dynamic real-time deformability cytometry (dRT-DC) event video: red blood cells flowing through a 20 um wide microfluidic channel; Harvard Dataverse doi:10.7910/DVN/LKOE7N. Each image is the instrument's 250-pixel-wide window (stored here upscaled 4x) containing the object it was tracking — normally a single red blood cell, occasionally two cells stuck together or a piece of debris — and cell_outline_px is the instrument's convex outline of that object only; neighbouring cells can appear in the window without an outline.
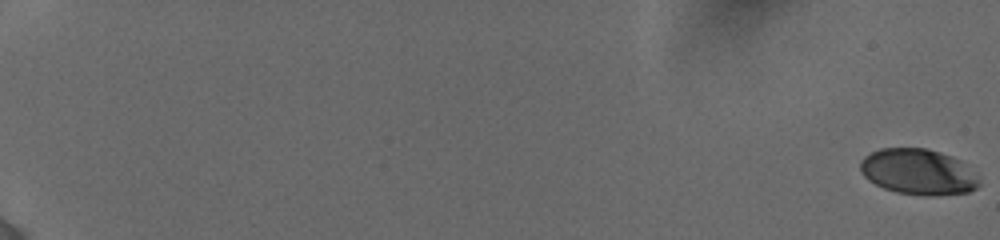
{"species": "human", "species_latin": "Homo sapiens", "temperature_condition": "cold", "stored_images_in_passage": 15, "camera_frame_rate_fps": 3000, "um_per_image_px": 0.085, "donor": {"sex": "female"}, "frame": {"image": 1, "passage_image": 1, "time_ms": 0.0, "image_size_px": [1000, 240], "cell_outline_px": [[980, 184], [976, 188], [968, 192], [936, 196], [924, 196], [896, 192], [884, 188], [868, 180], [860, 172], [860, 160], [864, 156], [880, 148], [924, 148], [940, 152], [952, 156], [960, 160], [980, 176]], "centroid_in_image_um": [78.07, 14.61], "position_along_channel_um": 6.9, "area_um2": 32.08}}
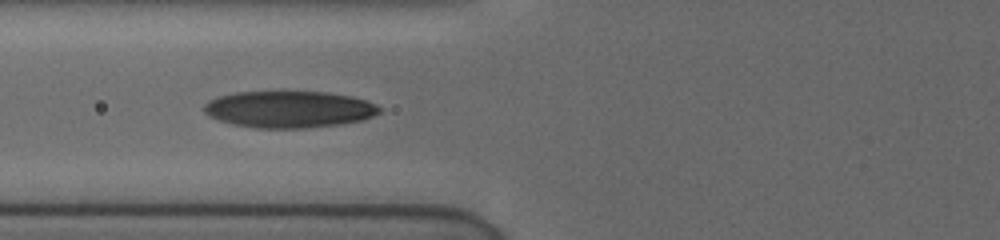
{"frame": {"image": 2, "passage_image": 13, "time_ms": 8.667, "image_size_px": [1000, 240], "cell_outline_px": [[384, 108], [380, 112], [372, 116], [360, 120], [340, 124], [308, 128], [252, 128], [232, 124], [208, 116], [204, 112], [204, 104], [208, 100], [216, 96], [236, 92], [280, 88], [328, 92], [352, 96], [376, 104]], "centroid_in_image_um": [24.53, 9.24], "position_along_channel_um": 101.3, "area_um2": 39.07}}
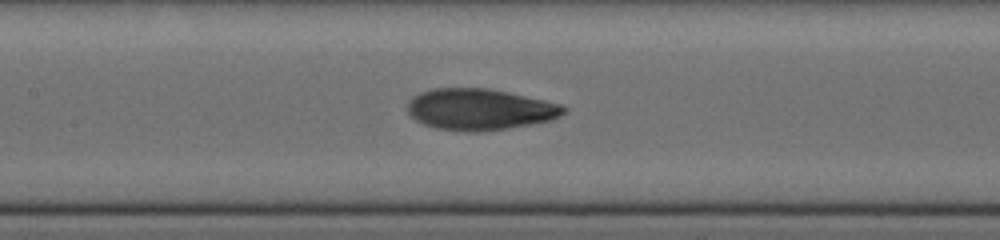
{"frame": {"image": 3, "passage_image": 15, "time_ms": 10.333, "image_size_px": [1000, 240], "cell_outline_px": [[568, 108], [560, 116], [552, 120], [508, 128], [476, 132], [468, 132], [436, 128], [424, 124], [416, 120], [408, 112], [408, 100], [412, 96], [420, 92], [432, 88], [488, 88], [508, 92], [544, 100], [560, 104]], "centroid_in_image_um": [40.76, 9.29], "position_along_channel_um": 166.6, "area_um2": 37.57}}